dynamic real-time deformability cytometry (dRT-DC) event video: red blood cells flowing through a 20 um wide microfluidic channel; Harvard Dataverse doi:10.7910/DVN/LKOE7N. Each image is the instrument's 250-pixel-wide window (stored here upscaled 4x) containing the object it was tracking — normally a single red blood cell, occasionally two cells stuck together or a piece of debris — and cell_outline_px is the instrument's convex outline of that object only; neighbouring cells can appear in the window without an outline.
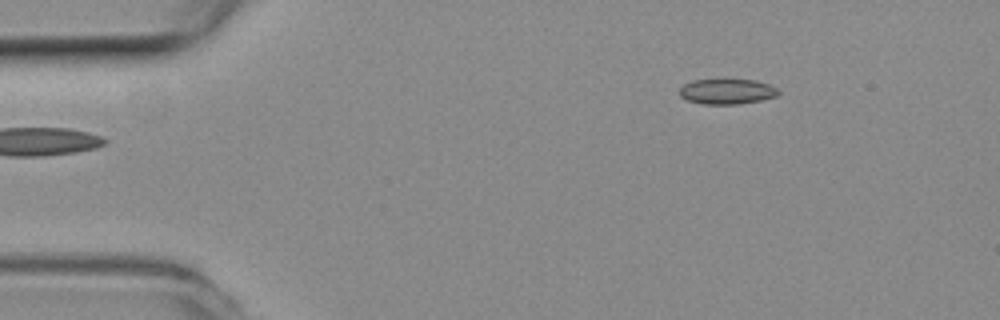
{"species": "common noctule bat (a hibernating species)", "species_latin": "Nyctalus noctula", "temperature_condition": "room temperature", "stored_images_in_passage": 2, "camera_frame_rate_fps": 3000, "um_per_image_px": 0.085, "animal": {"sex": "female", "body_mass_g": 19.3, "forearm_length_mm": 54.1}, "frame": {"image": 1, "passage_image": 2, "time_ms": 0.333, "image_size_px": [1000, 320], "cell_outline_px": [[780, 92], [776, 96], [760, 100], [736, 104], [704, 104], [688, 100], [680, 96], [680, 88], [684, 84], [692, 80], [724, 76], [756, 80], [768, 84], [776, 88]], "centroid_in_image_um": [61.77, 7.71], "position_along_channel_um": 23.2, "area_um2": 15.26}}